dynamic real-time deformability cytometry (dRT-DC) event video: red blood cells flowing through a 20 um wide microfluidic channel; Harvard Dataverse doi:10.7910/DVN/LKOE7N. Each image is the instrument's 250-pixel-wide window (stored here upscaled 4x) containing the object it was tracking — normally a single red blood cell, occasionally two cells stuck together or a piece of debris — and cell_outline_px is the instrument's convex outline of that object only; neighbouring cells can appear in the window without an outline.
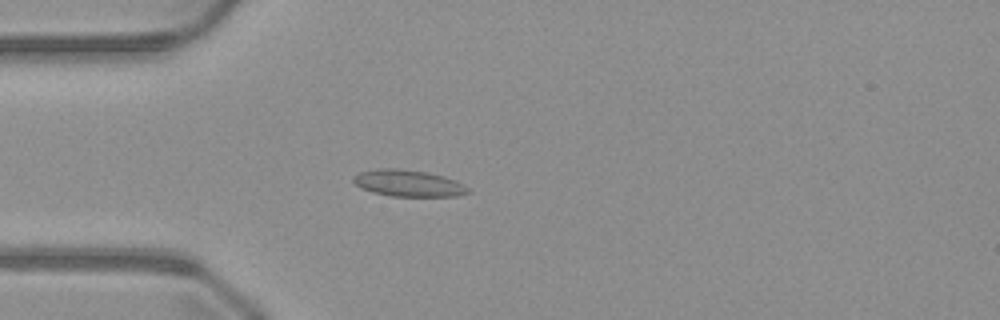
{"species": "common noctule bat (a hibernating species)", "species_latin": "Nyctalus noctula", "temperature_condition": "warm", "stored_images_in_passage": 50, "camera_frame_rate_fps": 3000, "um_per_image_px": 0.085, "animal": {"sex": "male", "body_mass_g": 23.1, "forearm_length_mm": 52.7}, "frame": {"image": 1, "passage_image": 14, "time_ms": 4.333, "image_size_px": [1000, 320], "cell_outline_px": [[472, 192], [456, 196], [392, 196], [372, 192], [360, 188], [352, 180], [352, 176], [360, 172], [380, 168], [396, 168], [428, 172], [444, 176], [456, 180], [464, 184]], "centroid_in_image_um": [34.72, 15.57], "position_along_channel_um": 50.3, "area_um2": 17.92}}
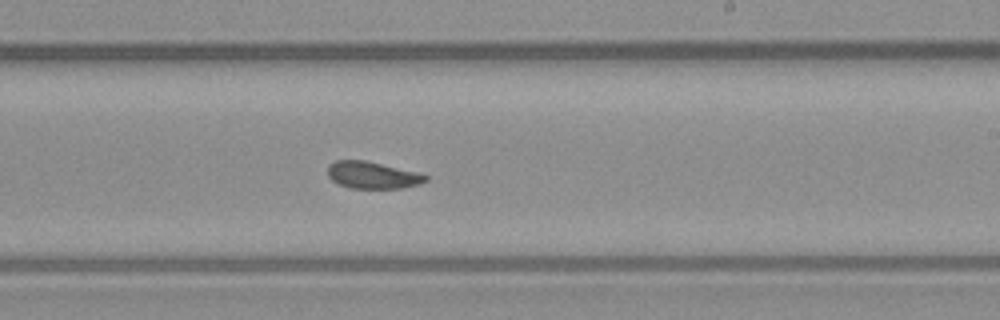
{"frame": {"image": 2, "passage_image": 30, "time_ms": 9.667, "image_size_px": [1000, 320], "cell_outline_px": [[428, 180], [420, 184], [400, 188], [352, 188], [340, 184], [332, 180], [328, 176], [328, 164], [336, 160], [364, 160], [420, 172], [428, 176]], "centroid_in_image_um": [31.69, 14.87], "position_along_channel_um": 257.3, "area_um2": 15.43}}
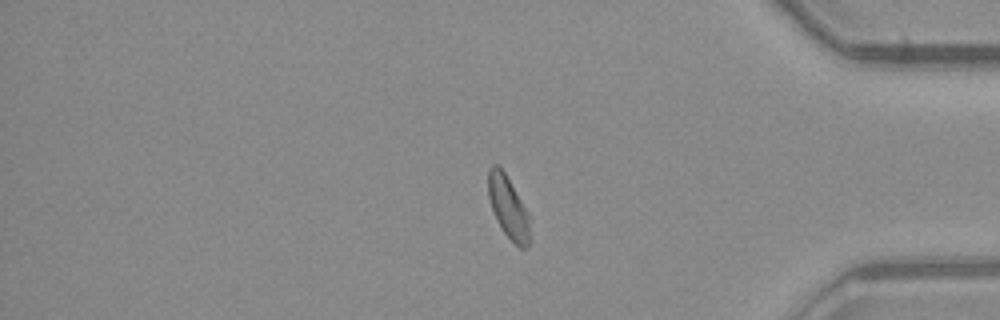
{"frame": {"image": 3, "passage_image": 42, "time_ms": 13.667, "image_size_px": [1000, 320], "cell_outline_px": [[532, 216], [528, 244], [524, 248], [520, 248], [504, 232], [496, 220], [488, 196], [488, 168], [492, 164], [496, 164], [504, 172]], "centroid_in_image_um": [43.23, 17.61], "position_along_channel_um": 392.0, "area_um2": 15.26}}